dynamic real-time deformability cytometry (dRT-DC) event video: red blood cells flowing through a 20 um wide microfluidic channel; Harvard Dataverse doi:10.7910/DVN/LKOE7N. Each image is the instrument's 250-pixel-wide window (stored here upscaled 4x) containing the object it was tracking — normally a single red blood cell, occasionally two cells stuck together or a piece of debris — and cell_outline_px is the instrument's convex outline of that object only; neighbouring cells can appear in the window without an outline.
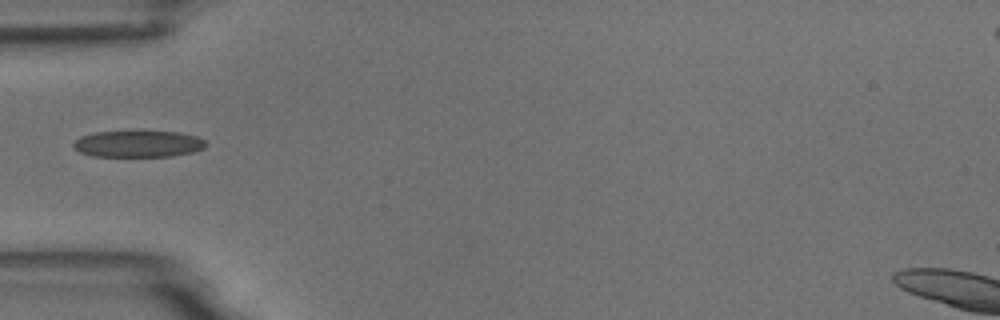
{"species": "common noctule bat (a hibernating species)", "species_latin": "Nyctalus noctula", "temperature_condition": "room temperature", "stored_images_in_passage": 1, "camera_frame_rate_fps": 3000, "um_per_image_px": 0.085, "animal": {"sex": "male", "body_mass_g": 18.8}, "frame": {"image": 1, "passage_image": 1, "time_ms": 0.0, "image_size_px": [1000, 320], "cell_outline_px": [[208, 144], [204, 148], [192, 152], [172, 156], [92, 156], [80, 152], [72, 144], [80, 136], [96, 132], [176, 132], [196, 136], [204, 140]], "centroid_in_image_um": [11.75, 12.24], "position_along_channel_um": 73.2, "area_um2": 20.23}}